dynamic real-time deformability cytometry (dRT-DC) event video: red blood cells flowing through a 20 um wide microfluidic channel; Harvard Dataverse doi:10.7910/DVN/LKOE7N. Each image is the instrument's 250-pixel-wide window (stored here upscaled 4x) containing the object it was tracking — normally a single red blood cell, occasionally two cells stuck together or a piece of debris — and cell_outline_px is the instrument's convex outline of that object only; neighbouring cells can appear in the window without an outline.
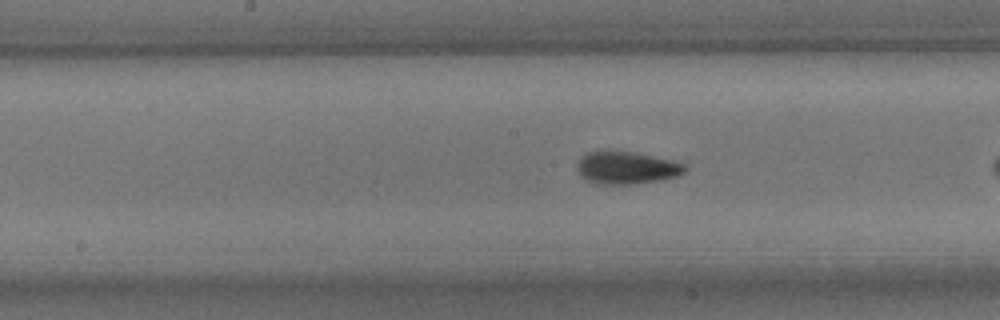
{"species": "common noctule bat (a hibernating species)", "species_latin": "Nyctalus noctula", "temperature_condition": "room temperature", "stored_images_in_passage": 38, "camera_frame_rate_fps": 3000, "um_per_image_px": 0.085, "animal": {"sex": "male", "body_mass_g": 15.6}, "frame": {"image": 1, "passage_image": 12, "time_ms": 3.667, "image_size_px": [1000, 320], "cell_outline_px": [[688, 168], [684, 172], [676, 176], [660, 180], [632, 184], [596, 184], [580, 176], [576, 168], [580, 156], [584, 152], [632, 152], [672, 160], [688, 164]], "centroid_in_image_um": [53.26, 14.27], "position_along_channel_um": 194.9, "area_um2": 20.35}}
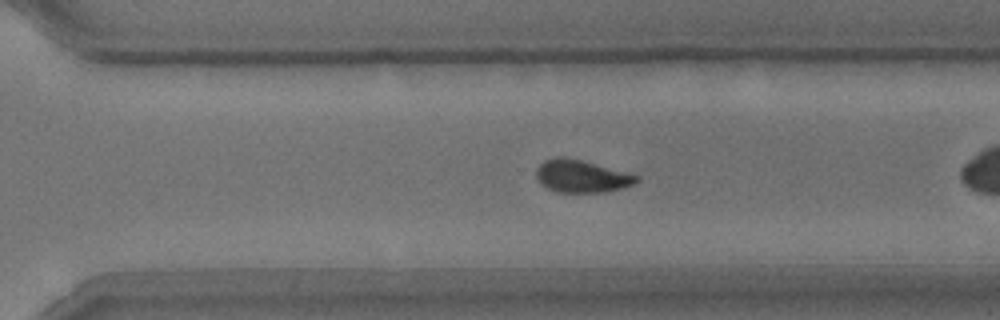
{"frame": {"image": 2, "passage_image": 22, "time_ms": 7.0, "image_size_px": [1000, 320], "cell_outline_px": [[640, 180], [624, 188], [604, 192], [556, 192], [540, 184], [536, 176], [536, 168], [544, 160], [556, 156], [564, 156], [632, 172], [640, 176]], "centroid_in_image_um": [49.46, 14.96], "position_along_channel_um": 321.1, "area_um2": 19.42}, "authors_computed_cell_mechanics": {"area_um2": 19.5942, "velocity_mm_per_s": 3.7956, "shape_relaxation_time_tau1_ms": 3.8867, "shape_relaxation_time_tau2_ms": null, "deformation_change_tau1": 0.0934, "deformation_change_tau2": null}}